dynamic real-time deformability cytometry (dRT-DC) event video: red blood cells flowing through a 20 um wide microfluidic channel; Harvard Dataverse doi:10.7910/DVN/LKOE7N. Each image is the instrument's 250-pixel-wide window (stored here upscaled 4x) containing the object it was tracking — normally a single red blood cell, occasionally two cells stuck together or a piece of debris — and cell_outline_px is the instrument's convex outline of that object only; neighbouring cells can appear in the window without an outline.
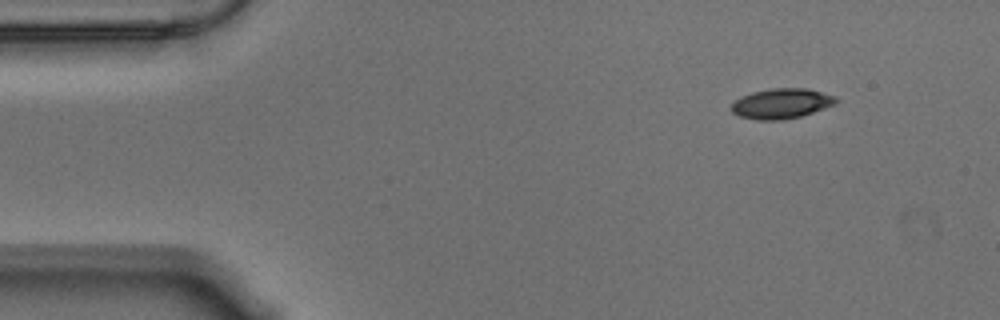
{"species": "Egyptian fruit bat (a non-hibernating species)", "species_latin": "Rousettus aegyptiacus", "temperature_condition": "warm", "stored_images_in_passage": 8, "camera_frame_rate_fps": 3000, "um_per_image_px": 0.085, "animal": {"sex": "male"}, "frame": {"image": 1, "passage_image": 1, "time_ms": 0.0, "image_size_px": [1000, 320], "cell_outline_px": [[840, 100], [836, 104], [800, 116], [784, 120], [760, 120], [740, 116], [732, 112], [732, 104], [740, 96], [752, 92], [772, 88], [808, 88], [836, 96]], "centroid_in_image_um": [66.46, 8.79], "position_along_channel_um": 18.5, "area_um2": 18.38}}